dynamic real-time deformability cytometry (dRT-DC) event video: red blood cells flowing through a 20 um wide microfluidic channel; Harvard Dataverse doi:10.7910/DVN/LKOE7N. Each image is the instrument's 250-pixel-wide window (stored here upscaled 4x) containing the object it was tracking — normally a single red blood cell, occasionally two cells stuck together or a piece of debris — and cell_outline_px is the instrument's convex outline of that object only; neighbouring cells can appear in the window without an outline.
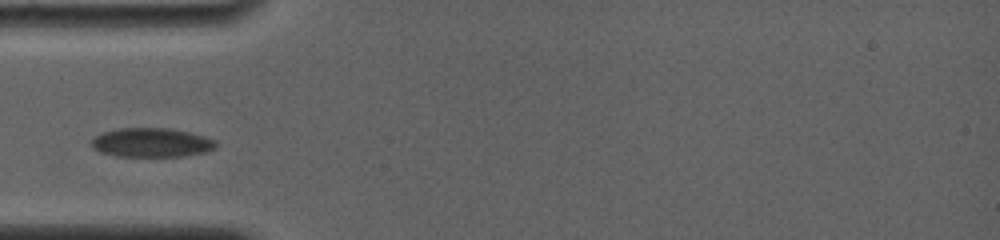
{"species": "common noctule bat (a hibernating species)", "species_latin": "Nyctalus noctula", "temperature_condition": "room temperature", "stored_images_in_passage": 10, "camera_frame_rate_fps": 4000, "um_per_image_px": 0.085, "animal": {"sex": "female", "body_mass_g": 19.0, "forearm_length_mm": 56.7}, "frame": {"image": 1, "passage_image": 1, "time_ms": 0.0, "image_size_px": [1000, 240], "cell_outline_px": [[216, 148], [208, 152], [184, 156], [116, 156], [100, 152], [92, 148], [92, 140], [100, 132], [116, 128], [172, 128], [192, 132], [216, 140]], "centroid_in_image_um": [12.9, 12.11], "position_along_channel_um": 72.1, "area_um2": 21.44}}